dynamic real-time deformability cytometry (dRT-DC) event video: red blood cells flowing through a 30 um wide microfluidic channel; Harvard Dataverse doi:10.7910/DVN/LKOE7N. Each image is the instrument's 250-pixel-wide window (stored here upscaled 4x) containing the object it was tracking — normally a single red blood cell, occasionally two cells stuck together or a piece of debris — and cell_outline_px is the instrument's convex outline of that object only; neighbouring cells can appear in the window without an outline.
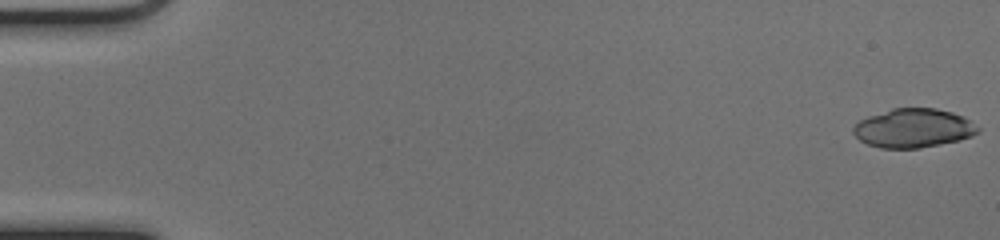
{"species": "common noctule bat (a hibernating species)", "species_latin": "Nyctalus noctula", "temperature_condition": "cold", "stored_images_in_passage": 52, "camera_frame_rate_fps": 3000, "um_per_image_px": 0.085, "animal": {"sex": "female", "body_mass_g": 17.0, "forearm_length_mm": 48.0}, "frame": {"image": 1, "passage_image": 1, "time_ms": 0.0, "image_size_px": [1000, 240], "cell_outline_px": [[980, 132], [972, 136], [960, 140], [920, 148], [880, 148], [868, 144], [860, 140], [852, 132], [852, 128], [860, 120], [868, 116], [892, 108], [936, 108], [952, 112], [964, 116], [980, 128]], "centroid_in_image_um": [77.66, 10.89], "position_along_channel_um": 7.3, "area_um2": 28.38}}
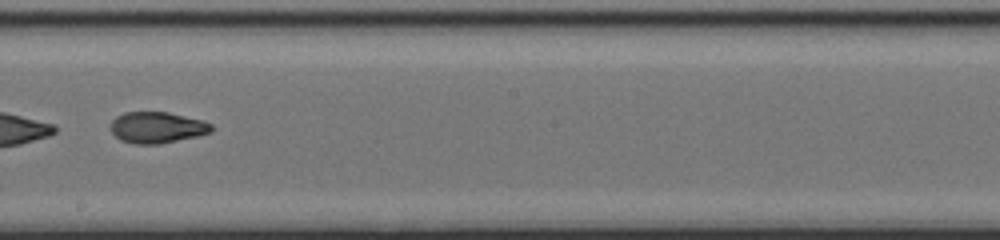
{"frame": {"image": 2, "passage_image": 31, "time_ms": 10.0, "image_size_px": [1000, 240], "cell_outline_px": [[212, 132], [196, 136], [160, 144], [136, 144], [120, 140], [112, 132], [112, 120], [116, 116], [124, 112], [168, 112], [204, 120], [212, 124]], "centroid_in_image_um": [13.37, 10.83], "position_along_channel_um": 234.8, "area_um2": 18.32}}
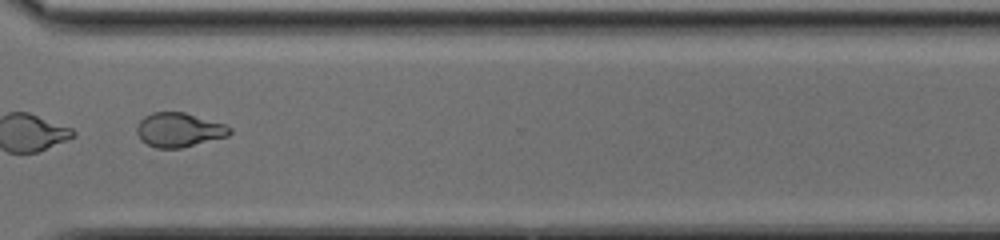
{"frame": {"image": 3, "passage_image": 40, "time_ms": 13.0, "image_size_px": [1000, 240], "cell_outline_px": [[232, 132], [228, 136], [180, 148], [156, 148], [140, 140], [136, 132], [136, 128], [140, 120], [144, 116], [152, 112], [184, 112], [224, 124], [232, 128]], "centroid_in_image_um": [15.19, 11.04], "position_along_channel_um": 355.4, "area_um2": 18.5}, "authors_computed_cell_mechanics": {"area_um2": 28.4376, "velocity_mm_per_s": 4.0141, "shape_relaxation_time_tau1_ms": null, "shape_relaxation_time_tau2_ms": 3.5504, "deformation_change_tau1": null, "deformation_change_tau2": 0.0682}}